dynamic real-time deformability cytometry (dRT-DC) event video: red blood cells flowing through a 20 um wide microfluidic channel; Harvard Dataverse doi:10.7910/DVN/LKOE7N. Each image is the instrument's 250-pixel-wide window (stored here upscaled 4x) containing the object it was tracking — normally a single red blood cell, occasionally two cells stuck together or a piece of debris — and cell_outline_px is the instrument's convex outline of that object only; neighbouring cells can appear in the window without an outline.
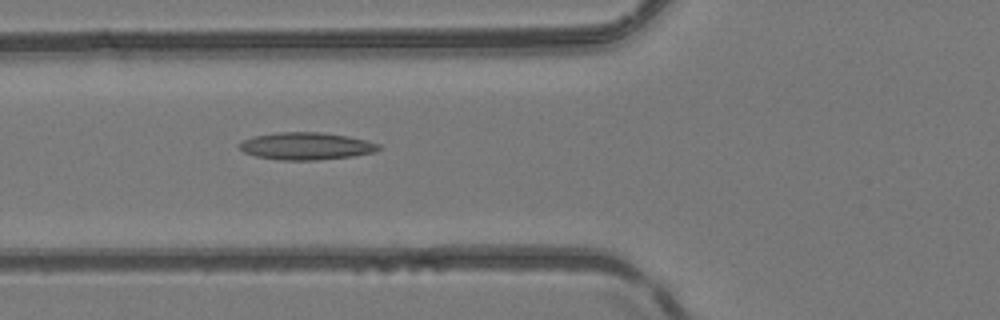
{"species": "common noctule bat (a hibernating species)", "species_latin": "Nyctalus noctula", "temperature_condition": "room temperature", "stored_images_in_passage": 15, "camera_frame_rate_fps": 3000, "um_per_image_px": 0.085, "animal": {"sex": "female", "body_mass_g": 24.6, "forearm_length_mm": 56.2}, "frame": {"image": 1, "passage_image": 7, "time_ms": 2.0, "image_size_px": [1000, 320], "cell_outline_px": [[384, 148], [376, 152], [352, 156], [316, 160], [280, 160], [256, 156], [244, 152], [240, 148], [240, 144], [244, 140], [252, 136], [276, 132], [320, 132], [348, 136], [380, 144]], "centroid_in_image_um": [26.06, 12.41], "position_along_channel_um": 99.7, "area_um2": 22.2}}
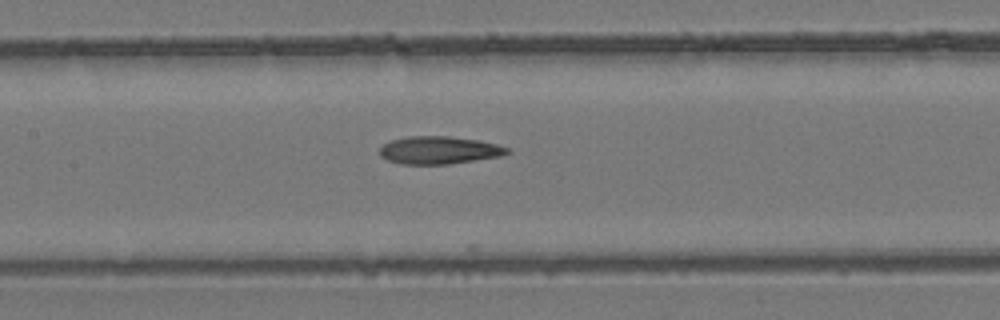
{"frame": {"image": 2, "passage_image": 12, "time_ms": 3.667, "image_size_px": [1000, 320], "cell_outline_px": [[512, 152], [500, 156], [448, 164], [400, 164], [388, 160], [380, 156], [380, 148], [384, 144], [392, 140], [408, 136], [448, 136], [476, 140], [496, 144], [508, 148]], "centroid_in_image_um": [37.3, 12.77], "position_along_channel_um": 170.1, "area_um2": 20.4}}